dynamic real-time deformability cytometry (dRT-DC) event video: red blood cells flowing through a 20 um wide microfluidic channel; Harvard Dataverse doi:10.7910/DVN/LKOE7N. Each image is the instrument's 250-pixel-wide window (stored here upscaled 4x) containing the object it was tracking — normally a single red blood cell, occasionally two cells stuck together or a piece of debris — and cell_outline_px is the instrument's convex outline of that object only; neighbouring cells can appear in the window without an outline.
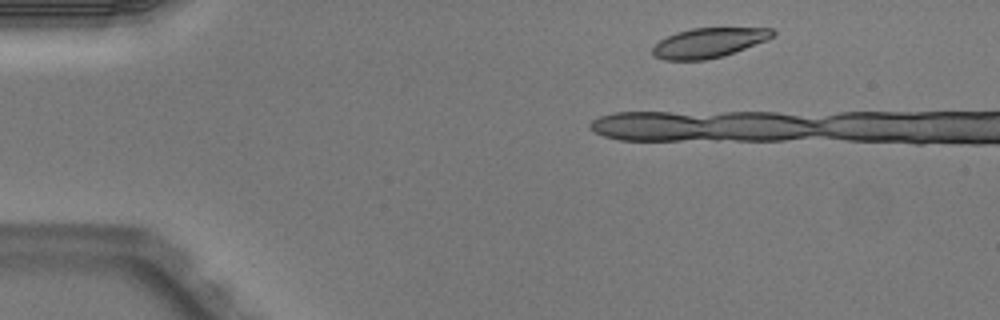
{"species": "Egyptian fruit bat (a non-hibernating species)", "species_latin": "Rousettus aegyptiacus", "temperature_condition": "warm", "stored_images_in_passage": 5, "camera_frame_rate_fps": 3000, "um_per_image_px": 0.085, "animal": {"sex": "male"}, "frame": {"image": 1, "passage_image": 1, "time_ms": 0.0, "image_size_px": [1000, 320], "cell_outline_px": [[776, 36], [768, 40], [724, 56], [704, 60], [664, 60], [656, 56], [652, 52], [652, 48], [660, 40], [676, 32], [692, 28], [772, 28], [776, 32]], "centroid_in_image_um": [60.29, 3.63], "position_along_channel_um": 24.7, "area_um2": 20.87}}
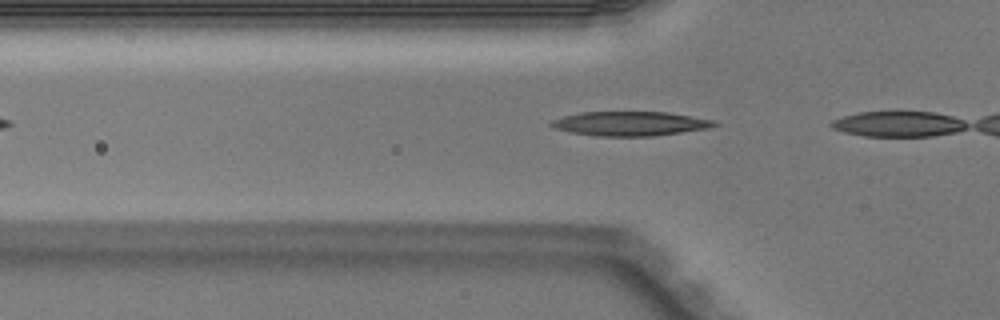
{"frame": {"image": 2, "passage_image": 5, "time_ms": 1.333, "image_size_px": [1000, 320], "cell_outline_px": [[720, 124], [708, 128], [652, 136], [596, 136], [572, 132], [556, 128], [548, 124], [552, 120], [564, 116], [580, 112], [668, 112], [716, 120]], "centroid_in_image_um": [53.59, 10.5], "position_along_channel_um": 72.2, "area_um2": 23.0}}